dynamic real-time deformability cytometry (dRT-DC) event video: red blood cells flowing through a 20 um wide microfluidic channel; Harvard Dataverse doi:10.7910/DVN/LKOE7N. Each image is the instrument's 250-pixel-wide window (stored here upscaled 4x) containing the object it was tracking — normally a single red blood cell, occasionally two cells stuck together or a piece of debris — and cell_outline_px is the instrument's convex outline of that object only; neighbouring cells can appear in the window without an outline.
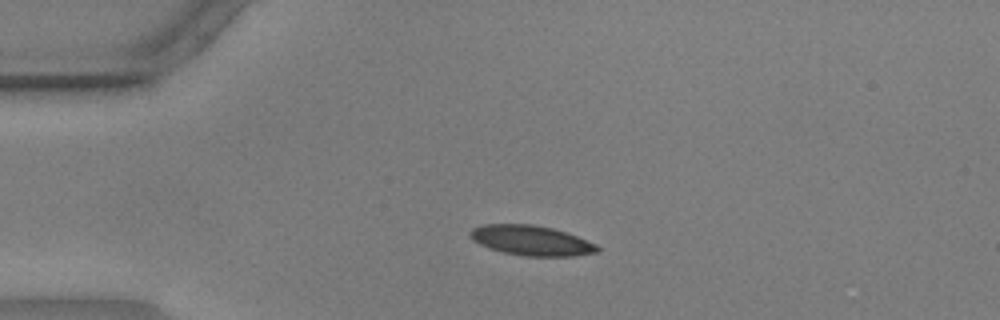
{"species": "common noctule bat (a hibernating species)", "species_latin": "Nyctalus noctula", "temperature_condition": "warm", "stored_images_in_passage": 56, "camera_frame_rate_fps": 3000, "um_per_image_px": 0.085, "animal": {"sex": "male", "body_mass_g": 17.9, "forearm_length_mm": 54.2}, "frame": {"image": 1, "passage_image": 13, "time_ms": 4.0, "image_size_px": [1000, 320], "cell_outline_px": [[600, 252], [572, 256], [524, 256], [504, 252], [488, 248], [472, 240], [468, 236], [468, 232], [472, 228], [484, 224], [532, 224], [552, 228], [576, 236], [596, 244], [600, 248]], "centroid_in_image_um": [45.13, 20.44], "position_along_channel_um": 39.9, "area_um2": 22.25}}
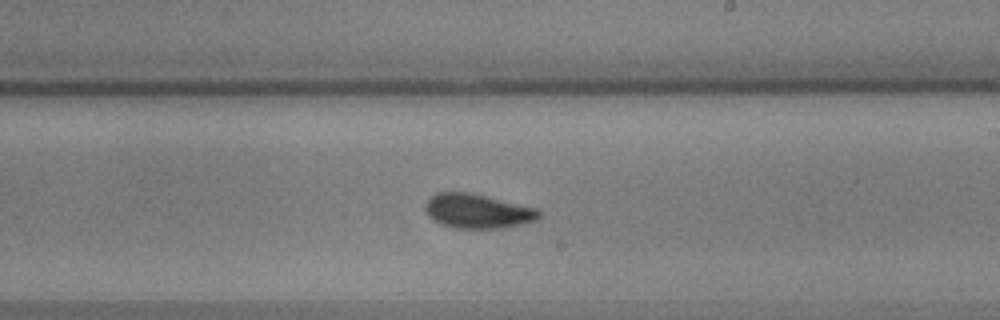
{"frame": {"image": 2, "passage_image": 33, "time_ms": 10.667, "image_size_px": [1000, 320], "cell_outline_px": [[540, 216], [536, 220], [504, 228], [456, 228], [440, 224], [428, 216], [424, 208], [424, 204], [436, 192], [468, 192], [540, 208]], "centroid_in_image_um": [40.59, 17.94], "position_along_channel_um": 248.4, "area_um2": 22.89}}
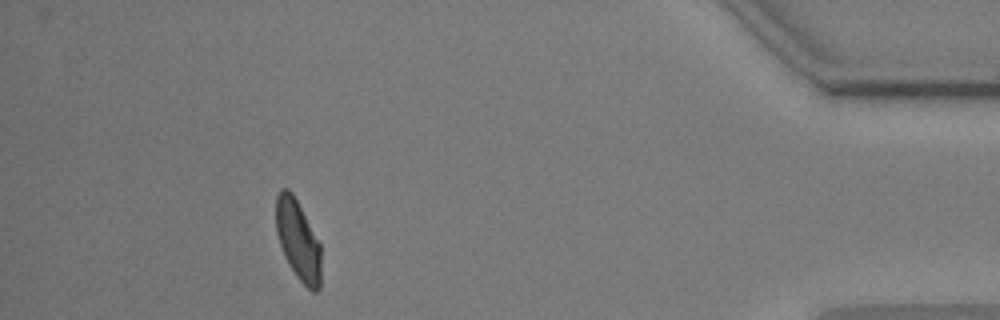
{"frame": {"image": 3, "passage_image": 51, "time_ms": 16.667, "image_size_px": [1000, 320], "cell_outline_px": [[320, 288], [316, 292], [312, 292], [296, 276], [288, 264], [284, 256], [276, 232], [276, 196], [280, 188], [288, 188], [292, 192], [320, 244]], "centroid_in_image_um": [25.31, 20.41], "position_along_channel_um": 409.9, "area_um2": 20.87}, "authors_computed_cell_mechanics": {"area_um2": 22.1663, "velocity_mm_per_s": 3.5741, "shape_relaxation_time_tau1_ms": 4.6002, "shape_relaxation_time_tau2_ms": 1.1119, "deformation_change_tau1": 0.1405, "deformation_change_tau2": 0.0639}}